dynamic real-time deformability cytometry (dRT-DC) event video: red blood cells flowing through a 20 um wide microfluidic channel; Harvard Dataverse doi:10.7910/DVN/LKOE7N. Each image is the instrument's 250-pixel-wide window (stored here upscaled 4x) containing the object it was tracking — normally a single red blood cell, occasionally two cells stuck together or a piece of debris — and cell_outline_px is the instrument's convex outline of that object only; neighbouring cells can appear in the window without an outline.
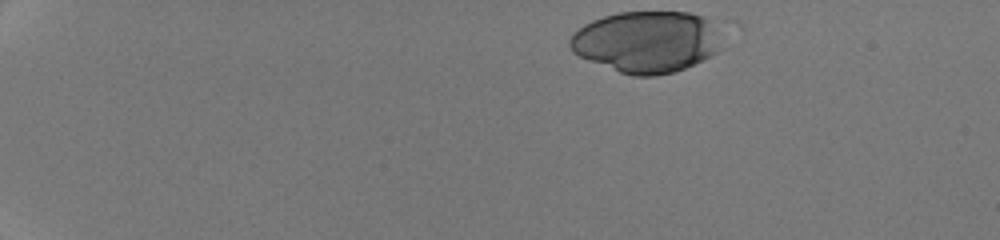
{"species": "human", "species_latin": "Homo sapiens", "temperature_condition": "room temperature", "stored_images_in_passage": 15, "camera_frame_rate_fps": 3000, "um_per_image_px": 0.085, "donor": {"sex": "male"}, "frame": {"image": 1, "passage_image": 1, "time_ms": 0.0, "image_size_px": [1000, 240], "cell_outline_px": [[744, 28], [724, 48], [704, 60], [684, 68], [672, 72], [656, 76], [632, 76], [620, 72], [588, 60], [572, 52], [568, 44], [568, 40], [584, 24], [592, 20], [604, 16], [620, 12], [688, 12], [736, 20]], "centroid_in_image_um": [55.47, 3.47], "position_along_channel_um": 29.5, "area_um2": 58.9}}
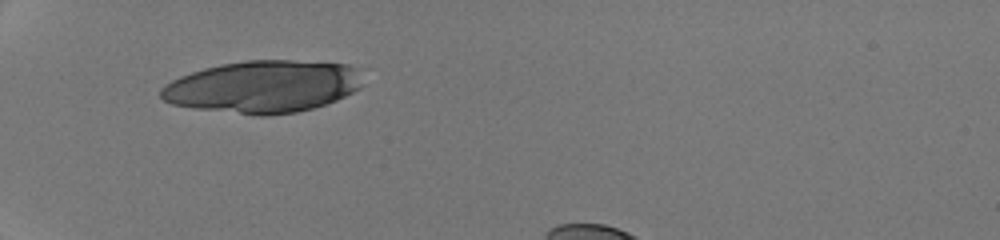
{"frame": {"image": 2, "passage_image": 11, "time_ms": 3.333, "image_size_px": [1000, 240], "cell_outline_px": [[360, 88], [336, 100], [312, 108], [296, 112], [268, 116], [256, 116], [196, 108], [172, 104], [164, 100], [160, 96], [160, 88], [164, 84], [180, 76], [204, 68], [220, 64], [244, 60], [292, 60], [348, 64], [356, 68], [360, 84]], "centroid_in_image_um": [22.31, 7.36], "position_along_channel_um": 62.7, "area_um2": 61.33}}